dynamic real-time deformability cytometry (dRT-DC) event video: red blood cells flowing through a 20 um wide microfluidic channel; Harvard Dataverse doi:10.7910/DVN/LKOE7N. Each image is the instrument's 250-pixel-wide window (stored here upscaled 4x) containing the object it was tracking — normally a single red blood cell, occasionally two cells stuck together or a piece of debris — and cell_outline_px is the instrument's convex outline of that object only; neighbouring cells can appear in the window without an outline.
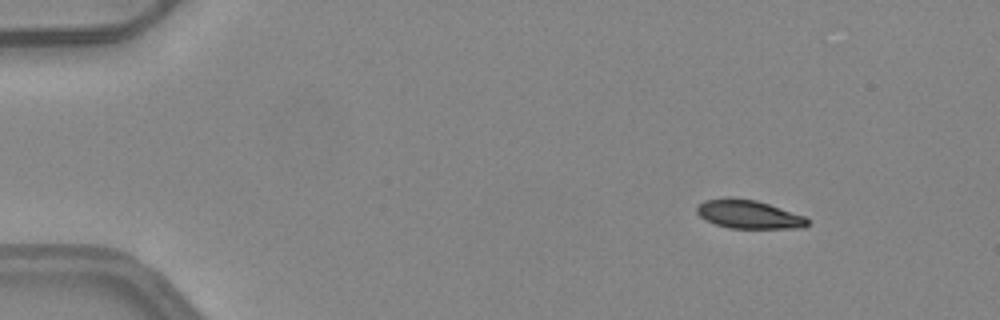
{"species": "common noctule bat (a hibernating species)", "species_latin": "Nyctalus noctula", "temperature_condition": "warm", "stored_images_in_passage": 7, "camera_frame_rate_fps": 3000, "um_per_image_px": 0.085, "animal": {"sex": "female", "body_mass_g": 24.6, "forearm_length_mm": 56.2}, "frame": {"image": 1, "passage_image": 2, "time_ms": 0.333, "image_size_px": [1000, 320], "cell_outline_px": [[808, 224], [804, 228], [728, 228], [716, 224], [700, 216], [696, 212], [696, 208], [704, 200], [728, 196], [732, 196], [756, 200], [804, 216], [808, 220]], "centroid_in_image_um": [63.61, 18.2], "position_along_channel_um": 21.4, "area_um2": 18.38}}
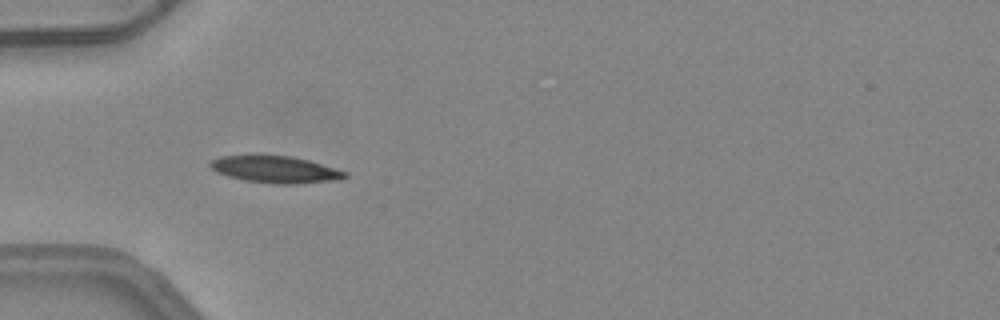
{"frame": {"image": 2, "passage_image": 5, "time_ms": 1.333, "image_size_px": [1000, 320], "cell_outline_px": [[348, 176], [340, 180], [296, 184], [272, 184], [244, 180], [228, 176], [216, 172], [208, 164], [212, 160], [220, 156], [252, 152], [292, 156], [308, 160], [348, 172]], "centroid_in_image_um": [23.36, 14.36], "position_along_channel_um": 61.6, "area_um2": 22.08}}